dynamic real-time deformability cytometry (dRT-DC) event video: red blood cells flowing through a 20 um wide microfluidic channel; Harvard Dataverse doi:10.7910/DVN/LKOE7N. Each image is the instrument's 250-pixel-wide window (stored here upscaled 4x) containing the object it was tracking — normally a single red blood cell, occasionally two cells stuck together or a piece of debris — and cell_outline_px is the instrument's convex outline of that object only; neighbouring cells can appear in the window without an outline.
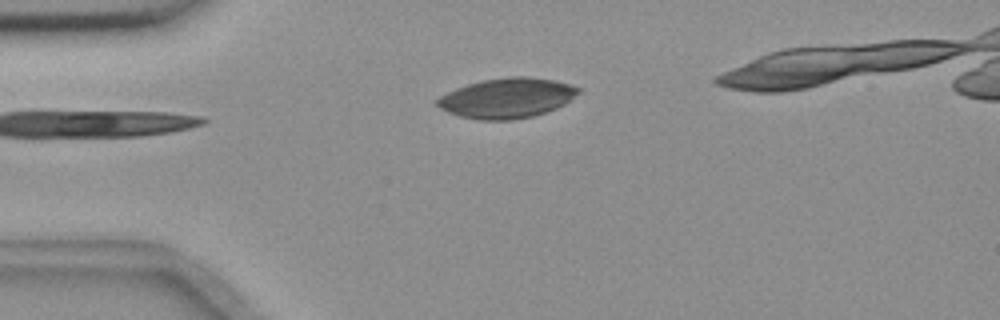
{"species": "common noctule bat (a hibernating species)", "species_latin": "Nyctalus noctula", "temperature_condition": "room temperature", "stored_images_in_passage": 3, "camera_frame_rate_fps": 3000, "um_per_image_px": 0.085, "animal": {"sex": "female", "body_mass_g": 18.4}, "frame": {"image": 1, "passage_image": 3, "time_ms": 0.667, "image_size_px": [1000, 320], "cell_outline_px": [[580, 92], [564, 104], [556, 108], [532, 116], [512, 120], [480, 120], [460, 116], [448, 112], [440, 108], [436, 104], [436, 100], [440, 96], [456, 88], [468, 84], [484, 80], [508, 76], [524, 76], [552, 80], [568, 84], [580, 88]], "centroid_in_image_um": [43.07, 8.34], "position_along_channel_um": 41.9, "area_um2": 32.6}}